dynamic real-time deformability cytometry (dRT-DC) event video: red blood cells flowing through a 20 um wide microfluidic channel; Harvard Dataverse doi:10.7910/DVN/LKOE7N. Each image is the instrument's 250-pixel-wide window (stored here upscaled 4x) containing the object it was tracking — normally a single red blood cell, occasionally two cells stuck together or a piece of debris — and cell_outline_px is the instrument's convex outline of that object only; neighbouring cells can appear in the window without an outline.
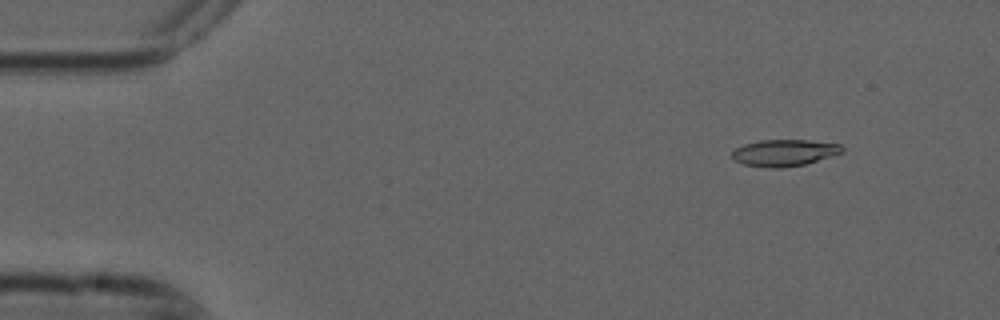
{"species": "common noctule bat (a hibernating species)", "species_latin": "Nyctalus noctula", "temperature_condition": "cold", "stored_images_in_passage": 4, "camera_frame_rate_fps": 3000, "um_per_image_px": 0.085, "animal": {"sex": "male", "forearm_length_mm": 52.5}, "frame": {"image": 1, "passage_image": 1, "time_ms": 0.0, "image_size_px": [1000, 320], "cell_outline_px": [[844, 152], [832, 156], [804, 164], [780, 168], [768, 168], [744, 164], [736, 160], [732, 156], [732, 152], [736, 148], [744, 144], [760, 140], [808, 140], [840, 144], [844, 148]], "centroid_in_image_um": [66.69, 12.98], "position_along_channel_um": 18.3, "area_um2": 16.99}}
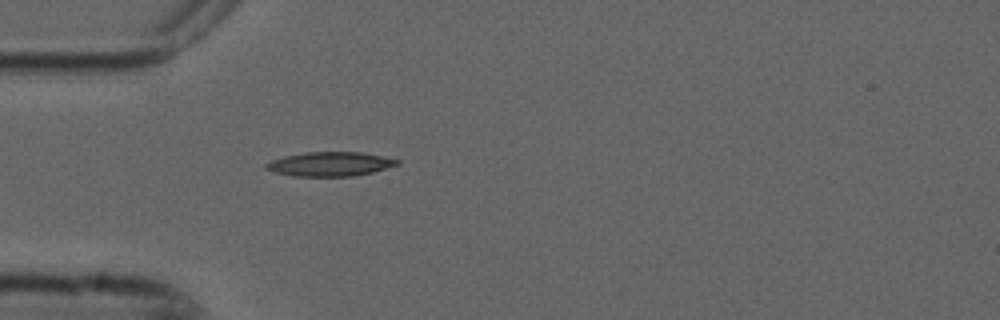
{"frame": {"image": 2, "passage_image": 4, "time_ms": 1.0, "image_size_px": [1000, 320], "cell_outline_px": [[400, 164], [372, 172], [352, 176], [292, 176], [276, 172], [264, 168], [264, 164], [272, 160], [284, 156], [304, 152], [360, 152], [400, 160]], "centroid_in_image_um": [28.03, 13.94], "position_along_channel_um": 57.0, "area_um2": 18.38}}